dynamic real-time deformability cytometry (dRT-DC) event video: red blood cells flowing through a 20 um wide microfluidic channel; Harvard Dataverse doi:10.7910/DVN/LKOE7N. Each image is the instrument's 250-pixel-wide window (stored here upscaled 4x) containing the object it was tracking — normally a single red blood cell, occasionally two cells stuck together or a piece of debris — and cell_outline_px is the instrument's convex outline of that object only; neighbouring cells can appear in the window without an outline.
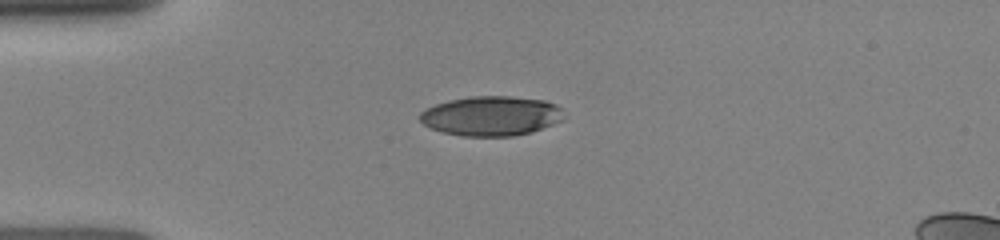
{"species": "human", "species_latin": "Homo sapiens", "temperature_condition": "room temperature", "stored_images_in_passage": 2, "camera_frame_rate_fps": 3000, "um_per_image_px": 0.085, "donor": {"sex": "female"}, "frame": {"image": 1, "passage_image": 1, "time_ms": 0.0, "image_size_px": [1000, 240], "cell_outline_px": [[560, 120], [552, 124], [532, 132], [512, 136], [460, 136], [444, 132], [432, 128], [424, 124], [420, 120], [420, 112], [424, 108], [448, 100], [468, 96], [508, 96], [544, 100], [556, 104], [560, 108]], "centroid_in_image_um": [41.69, 9.85], "position_along_channel_um": 43.3, "area_um2": 33.06}}